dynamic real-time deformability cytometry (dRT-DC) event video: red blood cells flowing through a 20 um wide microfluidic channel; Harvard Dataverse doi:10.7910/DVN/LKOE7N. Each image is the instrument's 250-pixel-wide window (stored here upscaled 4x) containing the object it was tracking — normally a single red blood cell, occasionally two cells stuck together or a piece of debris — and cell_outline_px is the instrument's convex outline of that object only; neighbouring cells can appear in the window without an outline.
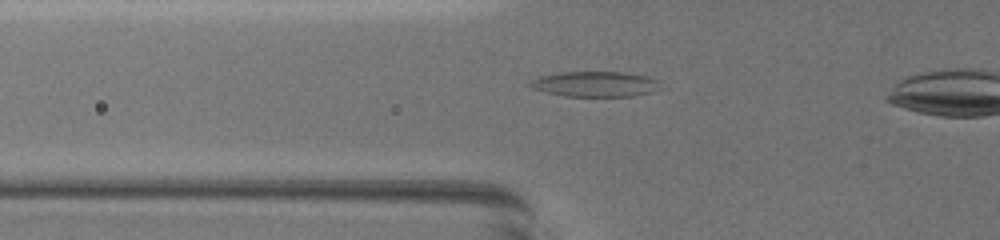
{"species": "common noctule bat (a hibernating species)", "species_latin": "Nyctalus noctula", "temperature_condition": "warm", "stored_images_in_passage": 35, "camera_frame_rate_fps": 3000, "um_per_image_px": 0.085, "animal": {"sex": "female", "body_mass_g": 19.5, "forearm_length_mm": 54.1}, "frame": {"image": 1, "passage_image": 5, "time_ms": 1.333, "image_size_px": [1000, 240], "cell_outline_px": [[656, 80], [652, 92], [632, 96], [564, 96], [532, 88], [528, 84], [532, 80], [540, 76], [564, 72], [624, 72], [648, 76]], "centroid_in_image_um": [50.53, 7.14], "position_along_channel_um": 75.3, "area_um2": 18.73}}
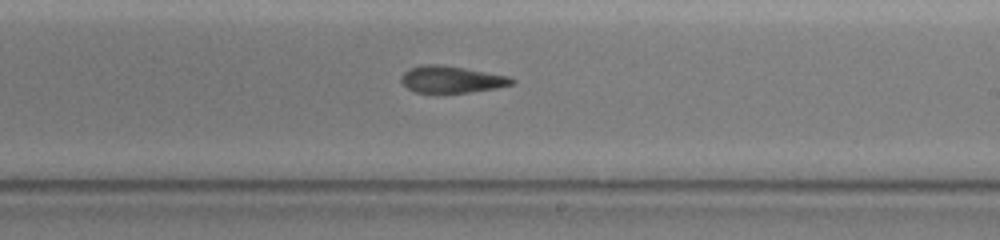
{"frame": {"image": 2, "passage_image": 19, "time_ms": 6.0, "image_size_px": [1000, 240], "cell_outline_px": [[516, 80], [512, 84], [496, 88], [468, 92], [416, 92], [408, 88], [400, 80], [404, 72], [412, 68], [424, 64], [436, 64], [508, 76]], "centroid_in_image_um": [38.37, 6.75], "position_along_channel_um": 250.6, "area_um2": 16.7}}
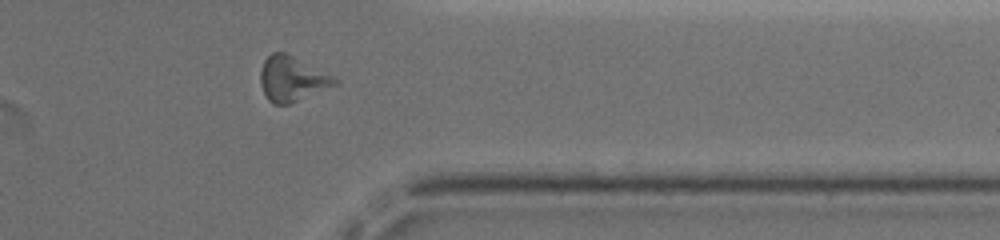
{"frame": {"image": 3, "passage_image": 30, "time_ms": 9.667, "image_size_px": [1000, 240], "cell_outline_px": [[336, 84], [288, 104], [272, 104], [268, 100], [260, 84], [260, 72], [264, 60], [272, 52], [288, 52], [332, 76], [336, 80]], "centroid_in_image_um": [24.76, 6.67], "position_along_channel_um": 386.6, "area_um2": 19.13}}